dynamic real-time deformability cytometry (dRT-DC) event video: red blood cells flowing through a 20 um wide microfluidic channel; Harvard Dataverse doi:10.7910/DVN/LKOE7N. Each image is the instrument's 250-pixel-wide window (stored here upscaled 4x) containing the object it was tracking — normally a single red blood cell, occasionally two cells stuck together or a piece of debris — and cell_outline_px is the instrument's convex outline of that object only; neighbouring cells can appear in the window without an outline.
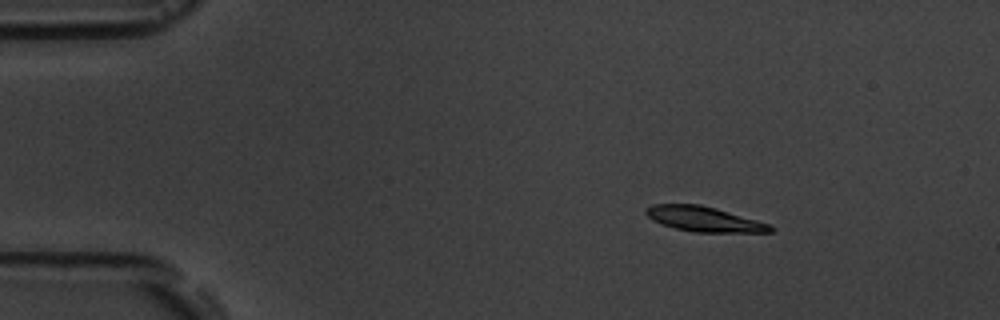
{"species": "common noctule bat (a hibernating species)", "species_latin": "Nyctalus noctula", "temperature_condition": "room temperature", "stored_images_in_passage": 14, "camera_frame_rate_fps": 3000, "um_per_image_px": 0.085, "animal": {"sex": "male", "body_mass_g": 19.5, "forearm_length_mm": 54.6}, "frame": {"image": 1, "passage_image": 2, "time_ms": 1.0, "image_size_px": [1000, 320], "cell_outline_px": [[776, 228], [772, 232], [692, 232], [660, 224], [652, 220], [644, 212], [644, 208], [652, 204], [700, 204], [716, 208], [756, 220], [768, 224]], "centroid_in_image_um": [59.8, 18.62], "position_along_channel_um": 25.2, "area_um2": 18.15}}
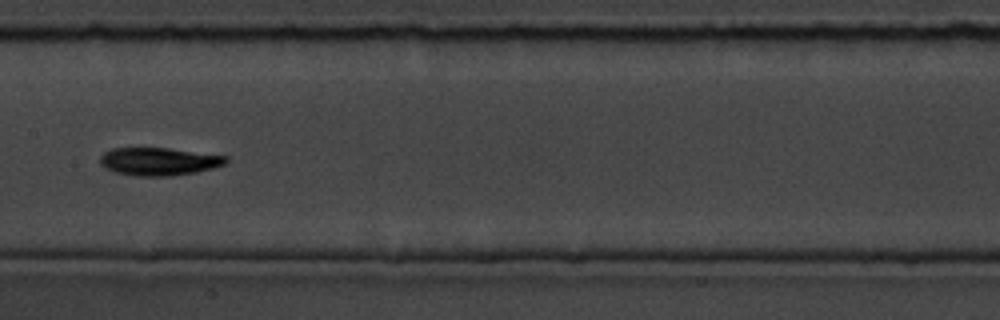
{"frame": {"image": 2, "passage_image": 7, "time_ms": 7.667, "image_size_px": [1000, 320], "cell_outline_px": [[228, 160], [224, 164], [212, 168], [196, 172], [172, 176], [136, 176], [116, 172], [104, 168], [100, 164], [100, 156], [104, 152], [112, 148], [168, 148], [228, 156]], "centroid_in_image_um": [13.49, 13.72], "position_along_channel_um": 193.9, "area_um2": 20.46}}
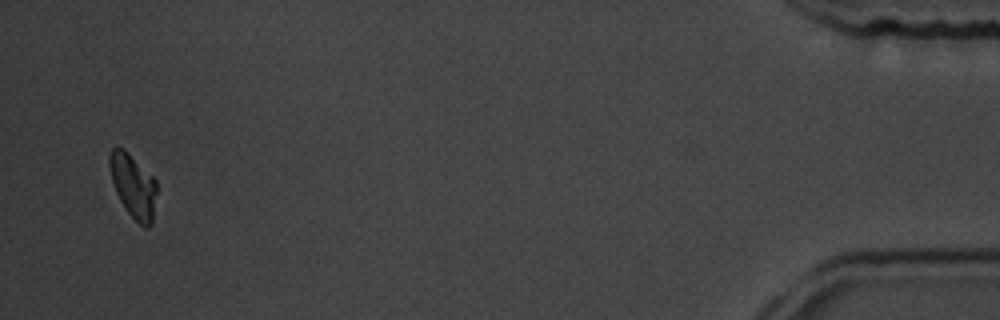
{"frame": {"image": 3, "passage_image": 14, "time_ms": 16.333, "image_size_px": [1000, 320], "cell_outline_px": [[156, 192], [152, 224], [148, 228], [144, 228], [128, 212], [120, 200], [116, 192], [112, 180], [108, 164], [108, 156], [112, 148], [124, 148], [156, 180]], "centroid_in_image_um": [11.31, 15.79], "position_along_channel_um": 423.9, "area_um2": 17.34}, "authors_computed_cell_mechanics": {"area_um2": 18.6694, "velocity_mm_per_s": 3.6269, "shape_relaxation_time_tau1_ms": 1.6027, "shape_relaxation_time_tau2_ms": 3.616, "deformation_change_tau1": 0.1358, "deformation_change_tau2": 0.0875}}